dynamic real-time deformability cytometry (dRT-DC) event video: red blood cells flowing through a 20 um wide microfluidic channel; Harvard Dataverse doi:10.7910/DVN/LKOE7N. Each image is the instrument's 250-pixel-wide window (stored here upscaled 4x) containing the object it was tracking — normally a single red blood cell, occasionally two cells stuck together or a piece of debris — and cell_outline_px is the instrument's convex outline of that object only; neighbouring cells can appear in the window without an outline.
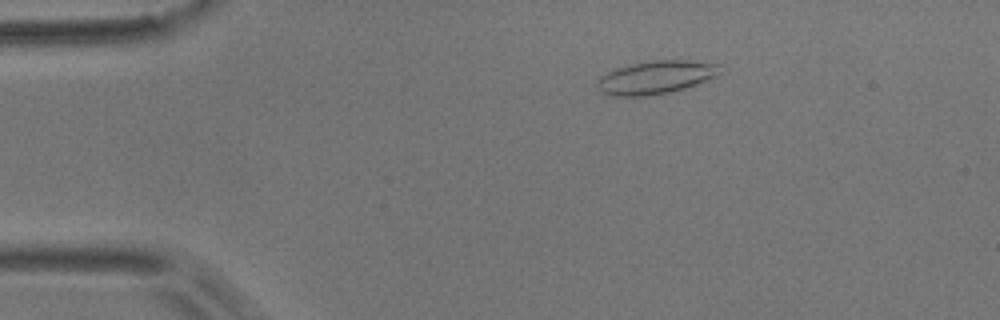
{"species": "common noctule bat (a hibernating species)", "species_latin": "Nyctalus noctula", "temperature_condition": "room temperature", "stored_images_in_passage": 46, "camera_frame_rate_fps": 3000, "um_per_image_px": 0.085, "animal": {"sex": "male", "body_mass_g": 17.9}, "frame": {"image": 1, "passage_image": 2, "time_ms": 0.333, "image_size_px": [1000, 320], "cell_outline_px": [[720, 72], [716, 76], [696, 84], [684, 88], [668, 92], [648, 96], [612, 96], [600, 92], [596, 84], [600, 76], [616, 68], [632, 64], [652, 60], [688, 60], [720, 64]], "centroid_in_image_um": [55.72, 6.57], "position_along_channel_um": 29.3, "area_um2": 23.64}}
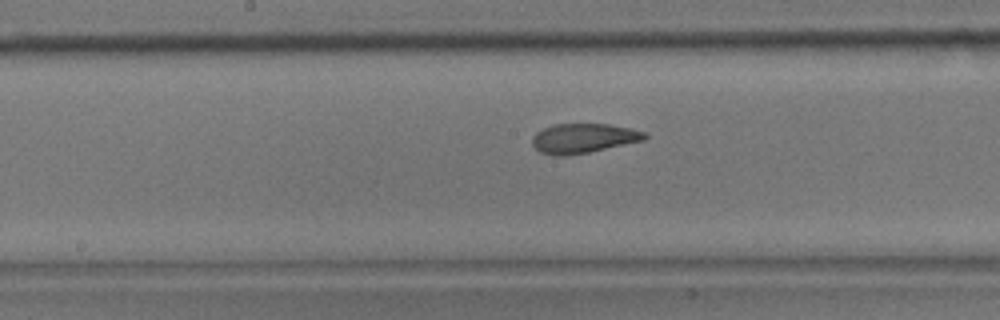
{"frame": {"image": 2, "passage_image": 20, "time_ms": 6.333, "image_size_px": [1000, 320], "cell_outline_px": [[648, 136], [644, 140], [588, 152], [564, 156], [556, 156], [540, 152], [532, 144], [532, 136], [536, 132], [552, 124], [608, 124], [628, 128], [644, 132]], "centroid_in_image_um": [49.54, 11.75], "position_along_channel_um": 198.7, "area_um2": 19.19}}
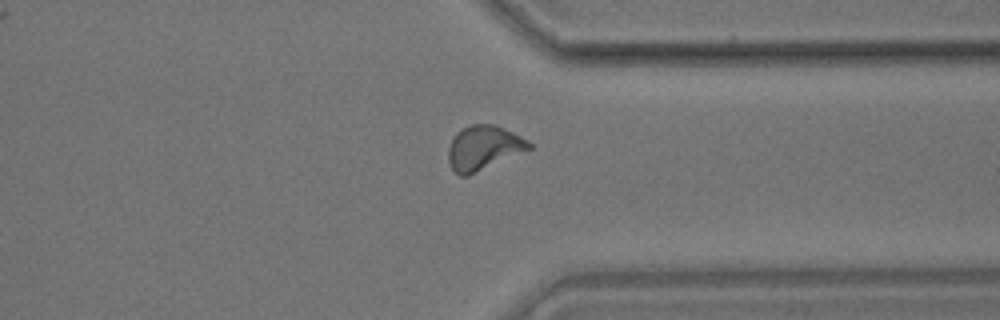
{"frame": {"image": 3, "passage_image": 34, "time_ms": 11.0, "image_size_px": [1000, 320], "cell_outline_px": [[532, 148], [468, 176], [460, 176], [452, 168], [448, 160], [448, 148], [456, 132], [472, 124], [492, 124], [504, 128], [528, 140], [532, 144]], "centroid_in_image_um": [41.1, 12.57], "position_along_channel_um": 370.3, "area_um2": 20.69}, "authors_computed_cell_mechanics": {"area_um2": 19.6809, "velocity_mm_per_s": 3.7209, "shape_relaxation_time_tau1_ms": 6.3459, "shape_relaxation_time_tau2_ms": 1.5458, "deformation_change_tau1": 0.174, "deformation_change_tau2": 0.0837}}